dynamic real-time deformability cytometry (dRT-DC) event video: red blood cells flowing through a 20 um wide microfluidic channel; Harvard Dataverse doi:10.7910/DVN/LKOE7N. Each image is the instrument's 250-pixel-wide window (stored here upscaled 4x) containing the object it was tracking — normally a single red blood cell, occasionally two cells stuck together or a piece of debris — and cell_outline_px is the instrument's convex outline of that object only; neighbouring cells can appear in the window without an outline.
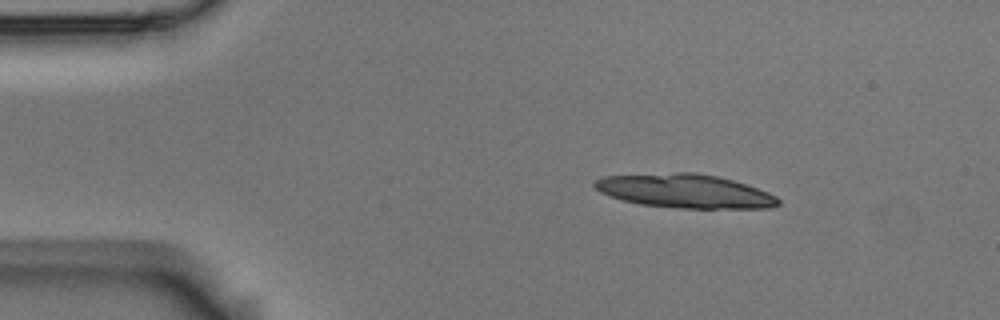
{"species": "Egyptian fruit bat (a non-hibernating species)", "species_latin": "Rousettus aegyptiacus", "temperature_condition": "room temperature", "stored_images_in_passage": 4, "camera_frame_rate_fps": 3000, "um_per_image_px": 0.085, "animal": {"sex": "male"}, "frame": {"image": 1, "passage_image": 2, "time_ms": 0.333, "image_size_px": [1000, 320], "cell_outline_px": [[780, 204], [772, 208], [680, 208], [640, 204], [624, 200], [600, 192], [592, 184], [592, 180], [604, 176], [676, 172], [692, 172], [716, 176], [732, 180], [768, 192], [776, 196], [780, 200]], "centroid_in_image_um": [58.21, 16.24], "position_along_channel_um": 26.8, "area_um2": 36.01}}